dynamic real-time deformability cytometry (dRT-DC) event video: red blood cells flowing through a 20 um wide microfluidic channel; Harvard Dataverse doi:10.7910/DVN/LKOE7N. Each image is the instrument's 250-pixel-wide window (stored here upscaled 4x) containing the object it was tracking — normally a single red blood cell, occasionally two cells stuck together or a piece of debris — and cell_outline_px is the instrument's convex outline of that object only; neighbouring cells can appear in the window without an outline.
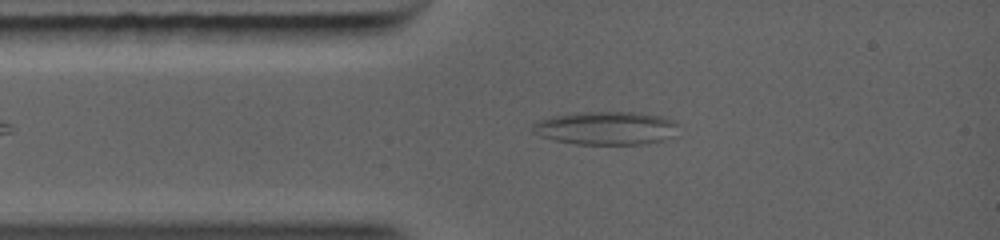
{"species": "common noctule bat (a hibernating species)", "species_latin": "Nyctalus noctula", "temperature_condition": "warm", "stored_images_in_passage": 41, "camera_frame_rate_fps": 5000, "um_per_image_px": 0.085, "animal": {"sex": "female", "body_mass_g": 19.0, "forearm_length_mm": 56.7}, "frame": {"image": 1, "passage_image": 5, "time_ms": 1.6, "image_size_px": [1000, 240], "cell_outline_px": [[680, 136], [664, 140], [644, 144], [576, 144], [556, 140], [540, 136], [532, 132], [532, 124], [536, 120], [552, 116], [576, 112], [640, 112], [660, 116], [672, 120], [680, 124]], "centroid_in_image_um": [51.59, 10.89], "position_along_channel_um": 33.4, "area_um2": 28.96}}
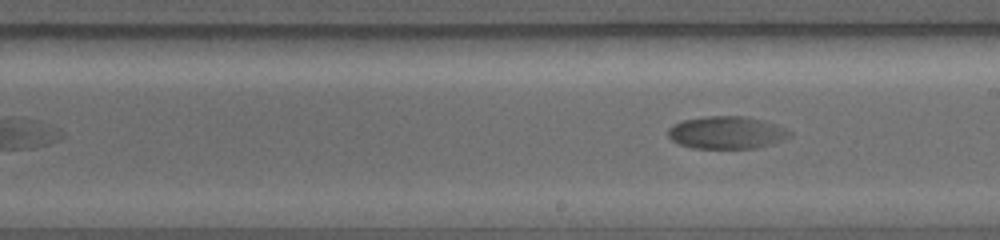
{"frame": {"image": 2, "passage_image": 24, "time_ms": 6.0, "image_size_px": [1000, 240], "cell_outline_px": [[792, 136], [772, 144], [756, 148], [692, 148], [680, 144], [672, 140], [668, 136], [668, 128], [672, 124], [684, 120], [708, 116], [744, 116], [764, 120], [776, 124], [792, 132]], "centroid_in_image_um": [61.78, 11.27], "position_along_channel_um": 227.2, "area_um2": 23.12}}
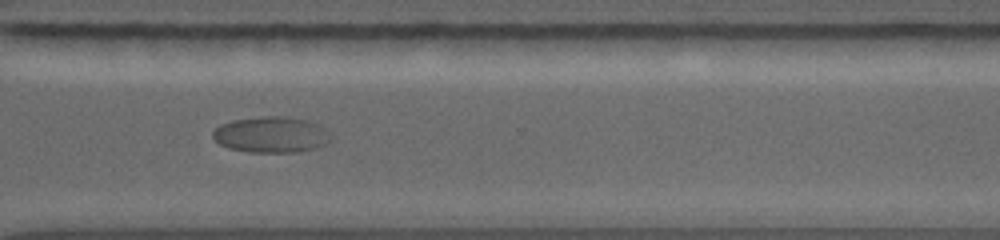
{"frame": {"image": 3, "passage_image": 40, "time_ms": 8.6, "image_size_px": [1000, 240], "cell_outline_px": [[332, 140], [328, 144], [296, 152], [248, 152], [228, 148], [220, 144], [212, 136], [212, 132], [220, 124], [232, 120], [264, 116], [284, 116], [308, 120], [316, 124]], "centroid_in_image_um": [22.99, 11.44], "position_along_channel_um": 347.6, "area_um2": 24.45}}